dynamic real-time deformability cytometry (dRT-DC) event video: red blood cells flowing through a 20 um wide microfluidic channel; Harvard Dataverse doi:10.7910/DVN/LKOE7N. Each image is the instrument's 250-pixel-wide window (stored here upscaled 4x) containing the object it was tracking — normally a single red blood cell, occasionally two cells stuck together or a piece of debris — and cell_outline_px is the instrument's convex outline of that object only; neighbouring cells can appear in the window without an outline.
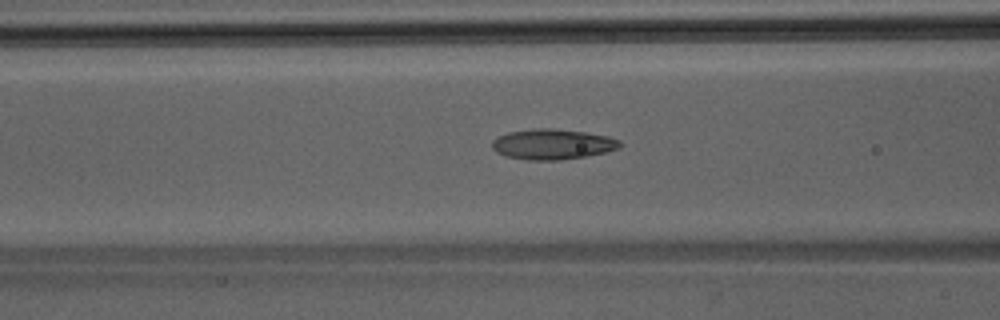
{"species": "Egyptian fruit bat (a non-hibernating species)", "species_latin": "Rousettus aegyptiacus", "temperature_condition": "room temperature", "stored_images_in_passage": 46, "camera_frame_rate_fps": 3000, "um_per_image_px": 0.085, "animal": {"sex": "male"}, "frame": {"image": 1, "passage_image": 19, "time_ms": 6.0, "image_size_px": [1000, 320], "cell_outline_px": [[624, 144], [620, 148], [588, 156], [560, 160], [528, 160], [504, 156], [496, 152], [492, 148], [492, 140], [508, 132], [536, 128], [552, 128], [584, 132], [608, 136], [620, 140]], "centroid_in_image_um": [46.98, 12.26], "position_along_channel_um": 119.6, "area_um2": 22.77}}
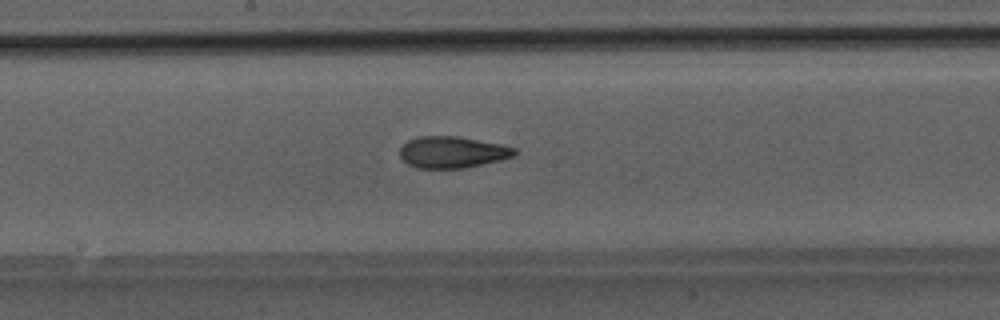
{"frame": {"image": 2, "passage_image": 25, "time_ms": 8.0, "image_size_px": [1000, 320], "cell_outline_px": [[516, 156], [468, 168], [416, 168], [408, 164], [400, 156], [400, 148], [408, 140], [420, 136], [456, 136], [500, 144], [516, 148]], "centroid_in_image_um": [38.46, 12.94], "position_along_channel_um": 209.7, "area_um2": 21.1}}
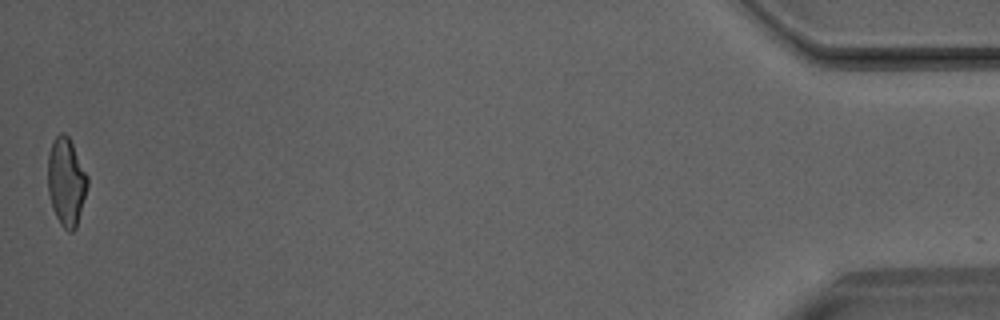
{"frame": {"image": 3, "passage_image": 46, "time_ms": 15.0, "image_size_px": [1000, 320], "cell_outline_px": [[88, 184], [76, 228], [72, 232], [68, 232], [60, 224], [52, 208], [48, 192], [48, 152], [52, 140], [60, 132], [64, 132], [68, 136], [88, 176]], "centroid_in_image_um": [5.61, 15.44], "position_along_channel_um": 429.6, "area_um2": 20.35}}